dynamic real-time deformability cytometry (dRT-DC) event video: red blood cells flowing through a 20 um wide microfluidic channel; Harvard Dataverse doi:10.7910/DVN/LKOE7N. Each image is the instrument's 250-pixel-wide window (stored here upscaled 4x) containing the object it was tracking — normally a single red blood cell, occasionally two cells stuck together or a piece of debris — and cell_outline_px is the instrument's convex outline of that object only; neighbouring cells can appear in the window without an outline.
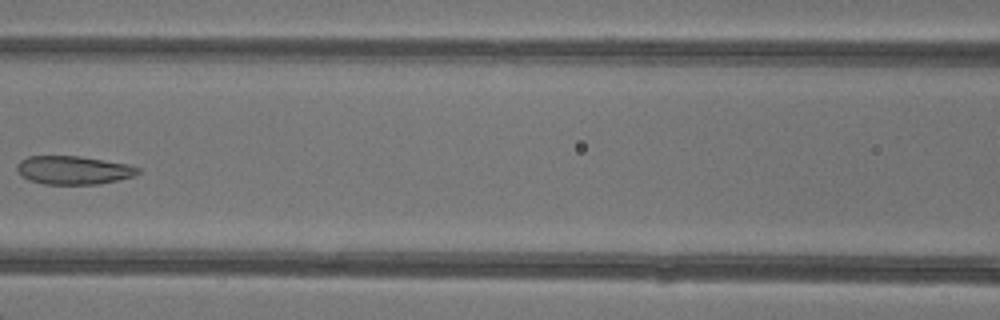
{"species": "common noctule bat (a hibernating species)", "species_latin": "Nyctalus noctula", "temperature_condition": "warm", "stored_images_in_passage": 4, "camera_frame_rate_fps": 3000, "um_per_image_px": 0.085, "animal": {"sex": "female"}, "frame": {"image": 1, "passage_image": 4, "time_ms": 3.667, "image_size_px": [1000, 320], "cell_outline_px": [[140, 172], [132, 176], [100, 184], [44, 184], [28, 180], [16, 168], [16, 164], [20, 160], [28, 156], [80, 156], [128, 164], [140, 168]], "centroid_in_image_um": [6.23, 14.45], "position_along_channel_um": 160.4, "area_um2": 19.94}}